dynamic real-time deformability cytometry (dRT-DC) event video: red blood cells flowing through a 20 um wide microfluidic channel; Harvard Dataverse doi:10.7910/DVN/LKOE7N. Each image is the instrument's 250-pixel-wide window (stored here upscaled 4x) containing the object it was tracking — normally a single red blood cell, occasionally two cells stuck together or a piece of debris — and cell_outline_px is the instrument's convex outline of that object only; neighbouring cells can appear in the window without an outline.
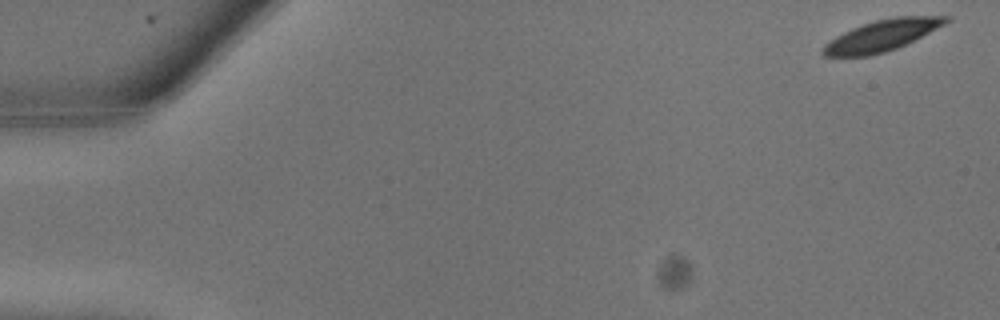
{"species": "common noctule bat (a hibernating species)", "species_latin": "Nyctalus noctula", "temperature_condition": "warm", "stored_images_in_passage": 10, "camera_frame_rate_fps": 3000, "um_per_image_px": 0.085, "animal": {"sex": "male", "body_mass_g": 13.3}, "frame": {"image": 1, "passage_image": 1, "time_ms": 0.0, "image_size_px": [1000, 320], "cell_outline_px": [[948, 20], [944, 24], [896, 48], [884, 52], [868, 56], [824, 56], [820, 52], [824, 44], [836, 36], [852, 28], [876, 20], [896, 16], [948, 16]], "centroid_in_image_um": [74.88, 3.02], "position_along_channel_um": 10.1, "area_um2": 21.73}}
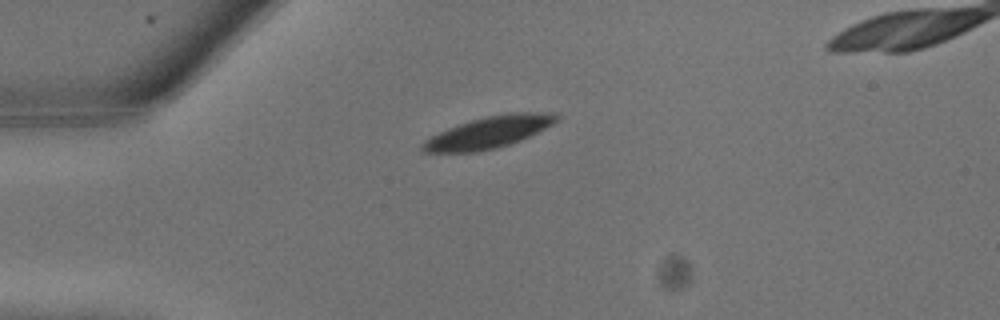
{"frame": {"image": 2, "passage_image": 7, "time_ms": 2.0, "image_size_px": [1000, 320], "cell_outline_px": [[560, 116], [552, 124], [520, 140], [496, 148], [476, 152], [424, 152], [420, 148], [420, 144], [424, 140], [448, 128], [472, 120], [488, 116], [508, 112], [556, 112]], "centroid_in_image_um": [41.54, 11.24], "position_along_channel_um": 43.5, "area_um2": 24.45}}